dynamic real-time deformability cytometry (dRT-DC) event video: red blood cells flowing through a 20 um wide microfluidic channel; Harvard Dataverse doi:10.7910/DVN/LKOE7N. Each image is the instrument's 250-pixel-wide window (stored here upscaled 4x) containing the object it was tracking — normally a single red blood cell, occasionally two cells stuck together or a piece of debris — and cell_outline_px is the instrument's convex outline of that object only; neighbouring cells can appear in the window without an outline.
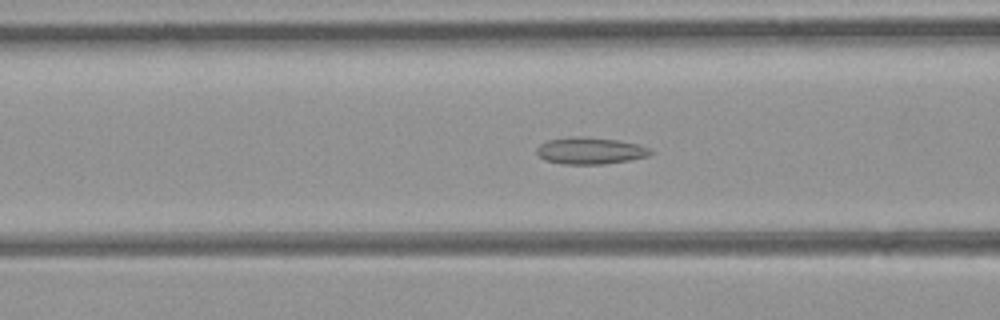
{"species": "common noctule bat (a hibernating species)", "species_latin": "Nyctalus noctula", "temperature_condition": "room temperature", "stored_images_in_passage": 48, "camera_frame_rate_fps": 3000, "um_per_image_px": 0.085, "animal": {"sex": "female", "body_mass_g": 21.9}, "frame": {"image": 1, "passage_image": 19, "time_ms": 6.0, "image_size_px": [1000, 320], "cell_outline_px": [[652, 152], [648, 156], [628, 160], [604, 164], [560, 164], [544, 160], [536, 152], [536, 148], [540, 144], [548, 140], [616, 140], [636, 144], [648, 148]], "centroid_in_image_um": [50.16, 12.88], "position_along_channel_um": 116.4, "area_um2": 16.53}}
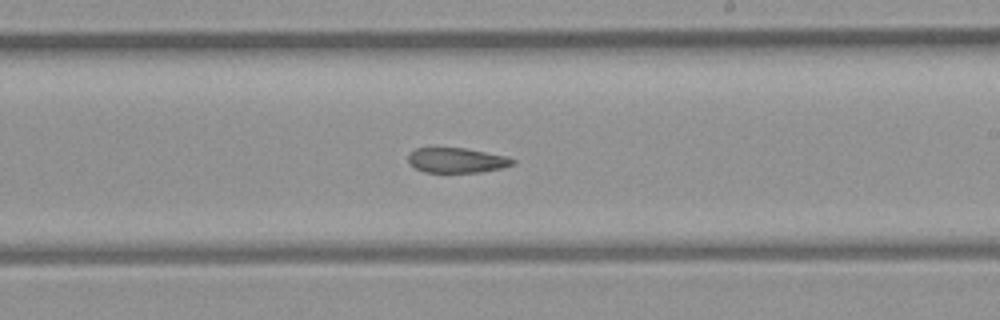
{"frame": {"image": 2, "passage_image": 28, "time_ms": 9.0, "image_size_px": [1000, 320], "cell_outline_px": [[516, 164], [500, 168], [480, 172], [424, 172], [416, 168], [408, 160], [408, 156], [416, 148], [464, 148], [508, 156], [516, 160]], "centroid_in_image_um": [38.87, 13.62], "position_along_channel_um": 250.1, "area_um2": 15.09}}
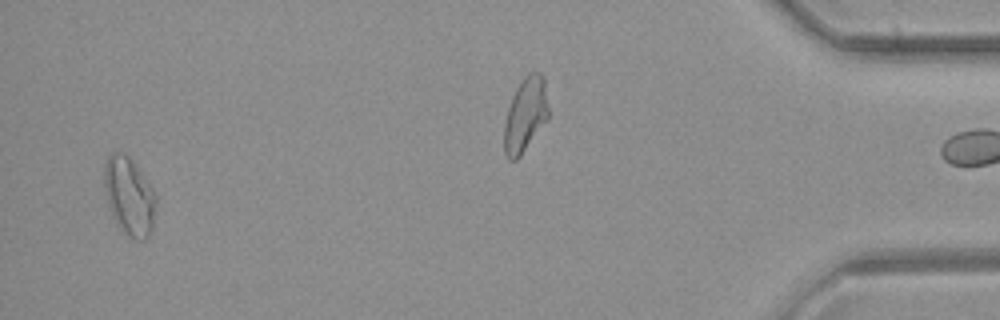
{"frame": {"image": 3, "passage_image": 46, "time_ms": 15.0, "image_size_px": [1000, 320], "cell_outline_px": [[156, 204], [152, 228], [148, 236], [144, 240], [140, 240], [128, 236], [120, 228], [112, 216], [104, 192], [104, 164], [108, 156], [112, 152], [120, 152], [128, 156], [140, 168], [152, 188], [156, 196]], "centroid_in_image_um": [10.98, 16.65], "position_along_channel_um": 424.2, "area_um2": 23.64}, "authors_computed_cell_mechanics": {"area_um2": 18.4093, "velocity_mm_per_s": 4.4558, "shape_relaxation_time_tau1_ms": null, "shape_relaxation_time_tau2_ms": 4.8276, "deformation_change_tau1": null, "deformation_change_tau2": 0.1032}}